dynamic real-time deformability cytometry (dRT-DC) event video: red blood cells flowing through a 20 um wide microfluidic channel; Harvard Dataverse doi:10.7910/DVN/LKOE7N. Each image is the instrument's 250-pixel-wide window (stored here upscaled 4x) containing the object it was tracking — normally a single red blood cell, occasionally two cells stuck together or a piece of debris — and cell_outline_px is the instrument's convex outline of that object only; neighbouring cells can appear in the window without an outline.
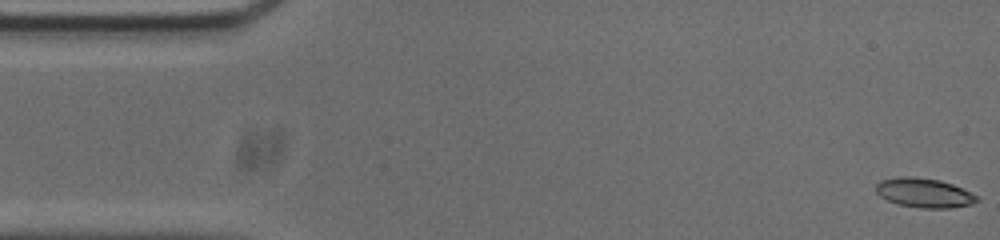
{"species": "common noctule bat (a hibernating species)", "species_latin": "Nyctalus noctula", "temperature_condition": "cold", "stored_images_in_passage": 54, "camera_frame_rate_fps": 3000, "um_per_image_px": 0.085, "animal": {"sex": "male", "body_mass_g": 20.0, "forearm_length_mm": 53.3}, "frame": {"image": 1, "passage_image": 1, "time_ms": 0.0, "image_size_px": [1000, 240], "cell_outline_px": [[980, 200], [972, 204], [948, 208], [920, 208], [896, 204], [880, 196], [876, 192], [876, 184], [880, 180], [900, 176], [912, 176], [940, 180], [952, 184], [976, 196]], "centroid_in_image_um": [78.51, 16.39], "position_along_channel_um": 6.5, "area_um2": 17.22}}
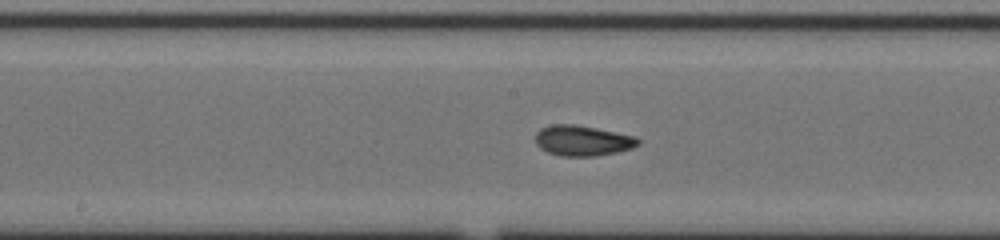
{"frame": {"image": 2, "passage_image": 26, "time_ms": 8.333, "image_size_px": [1000, 240], "cell_outline_px": [[640, 144], [632, 148], [616, 152], [596, 156], [560, 156], [548, 152], [540, 148], [536, 144], [536, 132], [540, 128], [552, 124], [576, 124], [636, 136], [640, 140]], "centroid_in_image_um": [49.51, 11.95], "position_along_channel_um": 198.7, "area_um2": 18.32}}
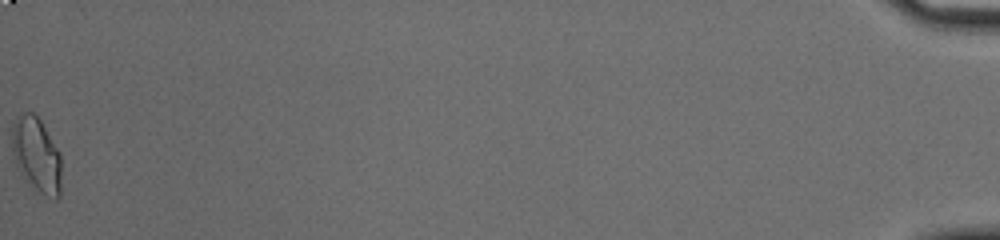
{"frame": {"image": 3, "passage_image": 54, "time_ms": 17.667, "image_size_px": [1000, 240], "cell_outline_px": [[60, 196], [56, 200], [40, 192], [28, 184], [24, 180], [16, 164], [12, 152], [12, 124], [20, 112], [32, 112], [40, 120], [60, 152]], "centroid_in_image_um": [3.09, 13.16], "position_along_channel_um": 432.1, "area_um2": 21.56}, "authors_computed_cell_mechanics": {"area_um2": 17.629, "velocity_mm_per_s": 3.7219, "shape_relaxation_time_tau1_ms": 6.5967, "shape_relaxation_time_tau2_ms": 1.464, "deformation_change_tau1": 0.1845, "deformation_change_tau2": 0.0695}}